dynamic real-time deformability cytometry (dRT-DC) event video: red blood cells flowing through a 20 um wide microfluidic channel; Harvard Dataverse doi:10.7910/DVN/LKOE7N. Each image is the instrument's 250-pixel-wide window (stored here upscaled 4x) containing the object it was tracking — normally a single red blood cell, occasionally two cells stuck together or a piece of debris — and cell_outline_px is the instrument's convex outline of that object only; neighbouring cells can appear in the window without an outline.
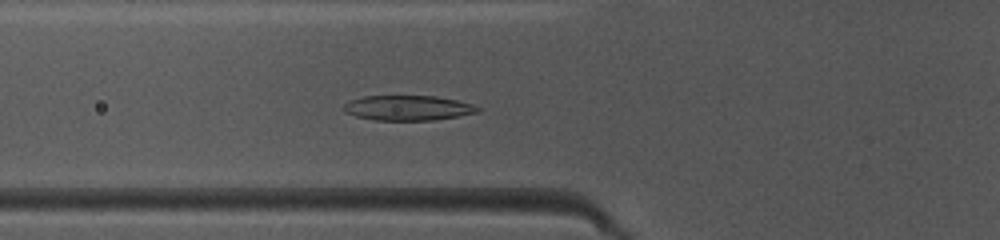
{"species": "common noctule bat (a hibernating species)", "species_latin": "Nyctalus noctula", "temperature_condition": "warm", "stored_images_in_passage": 37, "camera_frame_rate_fps": 3000, "um_per_image_px": 0.085, "animal": {"sex": "female", "body_mass_g": 10.0, "forearm_length_mm": 53.1}, "frame": {"image": 1, "passage_image": 6, "time_ms": 1.667, "image_size_px": [1000, 240], "cell_outline_px": [[480, 112], [432, 120], [376, 120], [356, 116], [344, 112], [340, 108], [344, 104], [352, 100], [364, 96], [436, 96], [456, 100], [472, 104], [480, 108]], "centroid_in_image_um": [34.64, 9.17], "position_along_channel_um": 91.2, "area_um2": 19.42}}
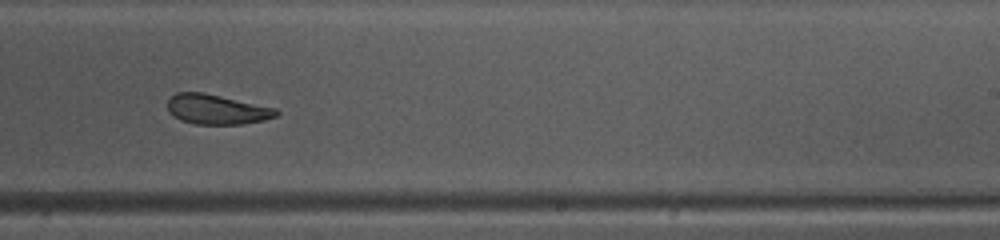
{"frame": {"image": 2, "passage_image": 19, "time_ms": 6.0, "image_size_px": [1000, 240], "cell_outline_px": [[280, 112], [276, 116], [264, 120], [244, 124], [196, 124], [180, 120], [172, 116], [168, 112], [168, 96], [176, 92], [204, 92], [276, 108]], "centroid_in_image_um": [18.39, 9.29], "position_along_channel_um": 270.6, "area_um2": 19.13}}
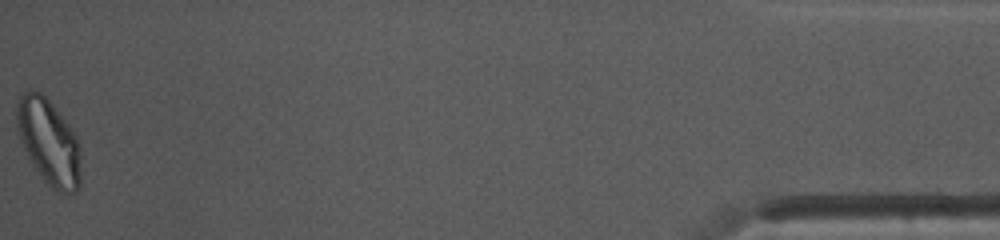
{"frame": {"image": 3, "passage_image": 37, "time_ms": 12.0, "image_size_px": [1000, 240], "cell_outline_px": [[80, 184], [76, 192], [56, 192], [44, 180], [32, 164], [28, 156], [16, 128], [16, 104], [20, 96], [28, 88], [40, 92], [52, 104], [68, 124], [76, 136], [80, 148]], "centroid_in_image_um": [4.14, 12.05], "position_along_channel_um": 431.1, "area_um2": 31.85}, "authors_computed_cell_mechanics": {"area_um2": 20.1722, "velocity_mm_per_s": 4.1387, "shape_relaxation_time_tau1_ms": 4.1017, "shape_relaxation_time_tau2_ms": 2.0582, "deformation_change_tau1": 0.1554, "deformation_change_tau2": 0.0882}}